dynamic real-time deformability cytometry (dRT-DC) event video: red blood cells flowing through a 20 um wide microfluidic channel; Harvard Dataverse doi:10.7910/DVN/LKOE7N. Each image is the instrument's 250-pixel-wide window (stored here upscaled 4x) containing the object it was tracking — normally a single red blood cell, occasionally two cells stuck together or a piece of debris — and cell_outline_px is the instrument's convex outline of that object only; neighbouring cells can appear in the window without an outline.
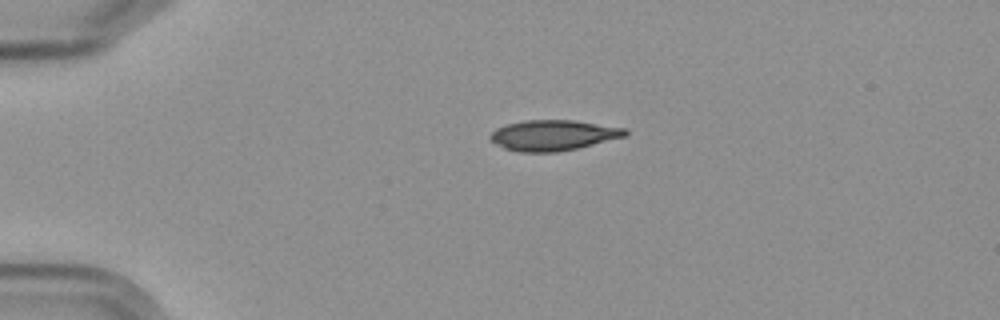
{"species": "Egyptian fruit bat (a non-hibernating species)", "species_latin": "Rousettus aegyptiacus", "temperature_condition": "cold", "stored_images_in_passage": 2, "camera_frame_rate_fps": 3000, "um_per_image_px": 0.085, "frame": {"image": 1, "passage_image": 1, "time_ms": 0.0, "image_size_px": [1000, 320], "cell_outline_px": [[628, 136], [576, 148], [556, 152], [520, 152], [504, 148], [496, 144], [488, 136], [496, 128], [504, 124], [524, 120], [572, 120], [628, 128]], "centroid_in_image_um": [47.03, 11.49], "position_along_channel_um": 38.0, "area_um2": 24.1}}